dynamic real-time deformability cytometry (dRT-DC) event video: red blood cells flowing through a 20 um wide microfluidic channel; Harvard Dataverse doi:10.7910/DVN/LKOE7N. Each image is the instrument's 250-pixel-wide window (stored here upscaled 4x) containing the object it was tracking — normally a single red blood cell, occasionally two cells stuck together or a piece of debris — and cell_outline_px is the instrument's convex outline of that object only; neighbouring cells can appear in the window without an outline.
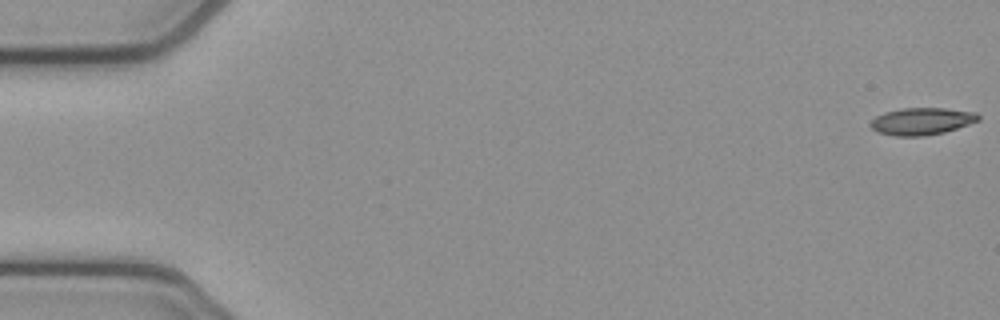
{"species": "common noctule bat (a hibernating species)", "species_latin": "Nyctalus noctula", "temperature_condition": "cold", "stored_images_in_passage": 53, "camera_frame_rate_fps": 3000, "um_per_image_px": 0.085, "animal": {"sex": "female", "body_mass_g": 21.9}, "frame": {"image": 1, "passage_image": 1, "time_ms": 0.0, "image_size_px": [1000, 320], "cell_outline_px": [[980, 120], [944, 132], [924, 136], [896, 136], [876, 132], [868, 124], [876, 116], [884, 112], [900, 108], [944, 108], [976, 112], [980, 116]], "centroid_in_image_um": [78.32, 10.3], "position_along_channel_um": 6.7, "area_um2": 17.11}}
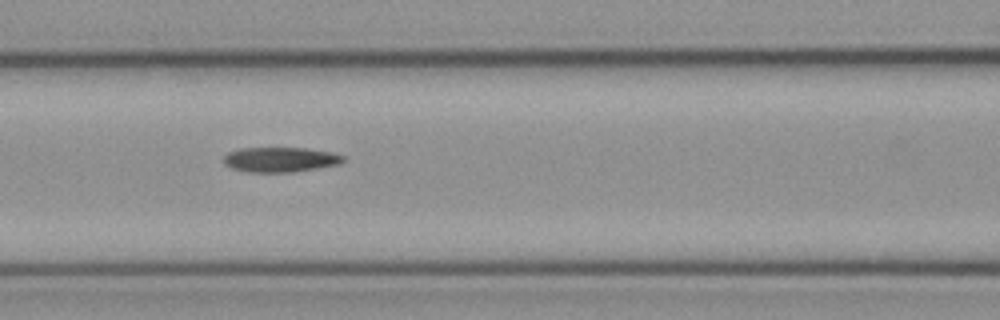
{"frame": {"image": 2, "passage_image": 23, "time_ms": 7.333, "image_size_px": [1000, 320], "cell_outline_px": [[344, 160], [340, 164], [292, 172], [248, 172], [232, 168], [224, 164], [224, 156], [228, 152], [240, 148], [304, 148], [332, 152], [344, 156]], "centroid_in_image_um": [23.81, 13.56], "position_along_channel_um": 142.8, "area_um2": 17.28}}
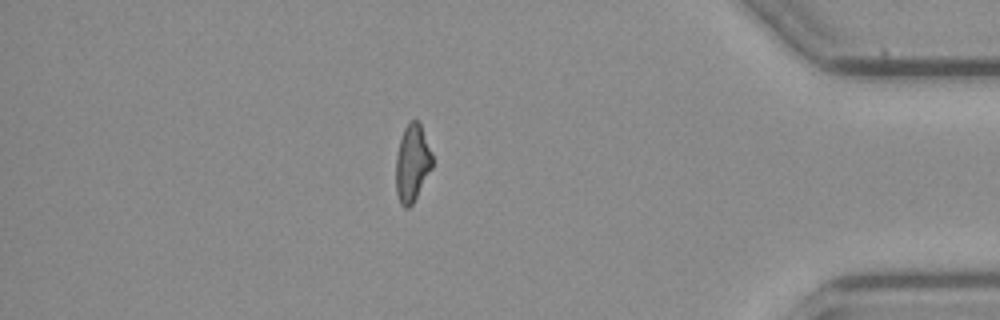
{"frame": {"image": 3, "passage_image": 46, "time_ms": 15.0, "image_size_px": [1000, 320], "cell_outline_px": [[432, 168], [412, 204], [408, 208], [404, 208], [400, 204], [396, 192], [396, 156], [400, 140], [404, 128], [412, 120], [416, 120], [420, 124], [432, 152]], "centroid_in_image_um": [35.03, 13.88], "position_along_channel_um": 400.2, "area_um2": 16.24}}